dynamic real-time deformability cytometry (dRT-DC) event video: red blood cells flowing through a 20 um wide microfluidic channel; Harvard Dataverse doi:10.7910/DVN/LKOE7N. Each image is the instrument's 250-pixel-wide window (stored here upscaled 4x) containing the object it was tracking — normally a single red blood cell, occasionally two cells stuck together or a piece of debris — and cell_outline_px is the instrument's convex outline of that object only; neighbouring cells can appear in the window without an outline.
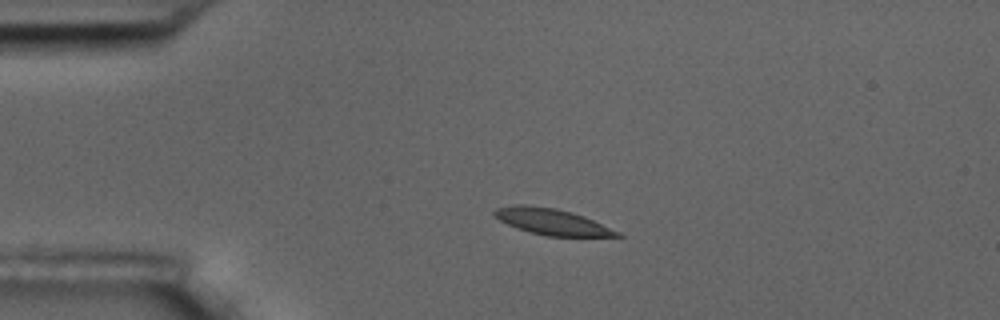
{"species": "common noctule bat (a hibernating species)", "species_latin": "Nyctalus noctula", "temperature_condition": "room temperature", "stored_images_in_passage": 4, "camera_frame_rate_fps": 3000, "um_per_image_px": 0.085, "animal": {"sex": "male", "body_mass_g": 17.5, "forearm_length_mm": 52.3}, "frame": {"image": 1, "passage_image": 3, "time_ms": 2.333, "image_size_px": [1000, 320], "cell_outline_px": [[624, 236], [548, 236], [516, 228], [492, 216], [492, 212], [496, 208], [512, 204], [524, 204], [556, 208], [572, 212], [584, 216], [620, 232]], "centroid_in_image_um": [46.86, 18.82], "position_along_channel_um": 38.1, "area_um2": 18.67}}